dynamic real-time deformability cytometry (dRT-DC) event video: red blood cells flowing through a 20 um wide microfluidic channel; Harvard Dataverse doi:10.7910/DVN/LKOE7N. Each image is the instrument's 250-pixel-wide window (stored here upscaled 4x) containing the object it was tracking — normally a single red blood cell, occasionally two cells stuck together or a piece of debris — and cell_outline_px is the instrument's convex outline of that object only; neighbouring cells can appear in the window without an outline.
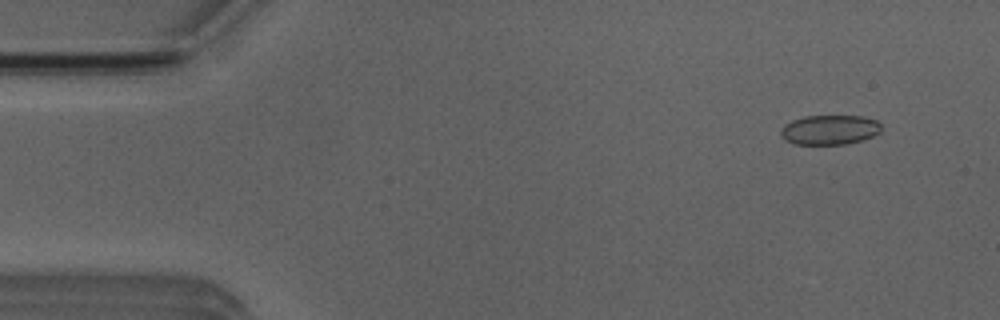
{"species": "Egyptian fruit bat (a non-hibernating species)", "species_latin": "Rousettus aegyptiacus", "temperature_condition": "room temperature", "stored_images_in_passage": 4, "camera_frame_rate_fps": 3000, "um_per_image_px": 0.085, "animal": {"sex": "male"}, "frame": {"image": 1, "passage_image": 1, "time_ms": 0.0, "image_size_px": [1000, 320], "cell_outline_px": [[880, 132], [872, 136], [848, 144], [792, 144], [784, 140], [780, 136], [780, 128], [784, 124], [792, 120], [804, 116], [864, 116], [876, 120], [880, 124]], "centroid_in_image_um": [70.46, 11.03], "position_along_channel_um": 14.5, "area_um2": 17.51}}